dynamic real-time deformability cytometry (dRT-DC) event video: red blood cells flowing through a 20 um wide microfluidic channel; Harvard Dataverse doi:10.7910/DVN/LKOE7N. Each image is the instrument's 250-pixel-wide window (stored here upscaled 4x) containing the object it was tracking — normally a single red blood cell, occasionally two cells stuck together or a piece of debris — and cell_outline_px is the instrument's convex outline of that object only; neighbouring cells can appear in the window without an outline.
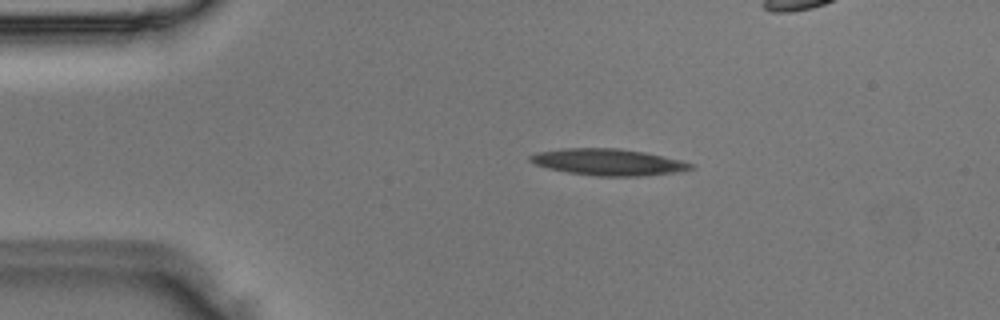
{"species": "Egyptian fruit bat (a non-hibernating species)", "species_latin": "Rousettus aegyptiacus", "temperature_condition": "room temperature", "stored_images_in_passage": 41, "camera_frame_rate_fps": 3000, "um_per_image_px": 0.085, "animal": {"sex": "male"}, "frame": {"image": 1, "passage_image": 1, "time_ms": 0.0, "image_size_px": [1000, 320], "cell_outline_px": [[696, 168], [676, 172], [640, 176], [596, 176], [568, 172], [548, 168], [536, 164], [528, 160], [528, 156], [540, 152], [564, 148], [620, 148], [644, 152], [680, 160], [696, 164]], "centroid_in_image_um": [51.73, 13.78], "position_along_channel_um": 33.3, "area_um2": 24.74}}
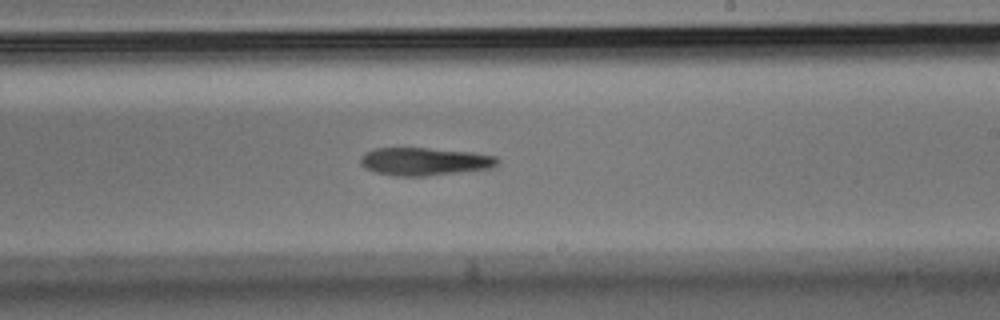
{"frame": {"image": 2, "passage_image": 20, "time_ms": 6.333, "image_size_px": [1000, 320], "cell_outline_px": [[500, 160], [492, 168], [424, 176], [396, 176], [376, 172], [364, 168], [360, 164], [360, 156], [364, 152], [376, 148], [428, 148], [472, 152], [496, 156]], "centroid_in_image_um": [36.05, 13.72], "position_along_channel_um": 252.9, "area_um2": 22.25}}
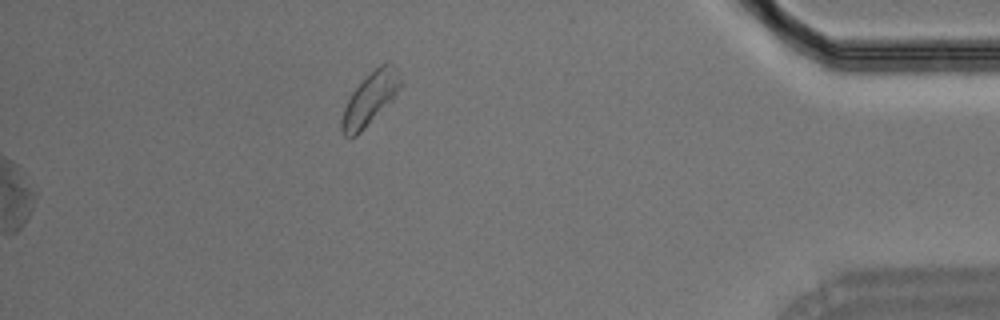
{"frame": {"image": 3, "passage_image": 41, "time_ms": 13.333, "image_size_px": [1000, 320], "cell_outline_px": [[400, 84], [392, 100], [356, 136], [344, 136], [340, 128], [340, 120], [344, 108], [352, 92], [384, 60], [388, 60], [392, 64], [400, 80]], "centroid_in_image_um": [31.41, 8.41], "position_along_channel_um": 403.8, "area_um2": 17.28}}